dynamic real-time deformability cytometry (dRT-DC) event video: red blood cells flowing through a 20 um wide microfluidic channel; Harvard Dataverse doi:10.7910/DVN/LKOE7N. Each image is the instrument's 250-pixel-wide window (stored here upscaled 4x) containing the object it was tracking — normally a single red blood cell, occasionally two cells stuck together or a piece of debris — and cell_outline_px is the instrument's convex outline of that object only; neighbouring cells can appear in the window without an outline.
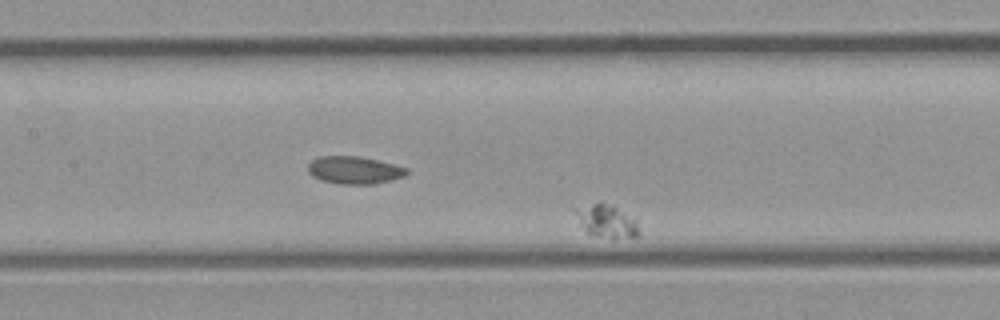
{"species": "common noctule bat (a hibernating species)", "species_latin": "Nyctalus noctula", "temperature_condition": "room temperature", "stored_images_in_passage": 25, "camera_frame_rate_fps": 3000, "um_per_image_px": 0.085, "animal": {"sex": "male", "body_mass_g": 23.1, "forearm_length_mm": 52.7}, "frame": {"image": 1, "passage_image": 7, "time_ms": 2.0, "image_size_px": [1000, 320], "cell_outline_px": [[640, 232], [636, 236], [612, 236], [584, 232], [576, 212], [596, 204], [612, 204], [636, 220]], "centroid_in_image_um": [51.64, 18.8], "position_along_channel_um": 155.8, "area_um2": 10.92}}
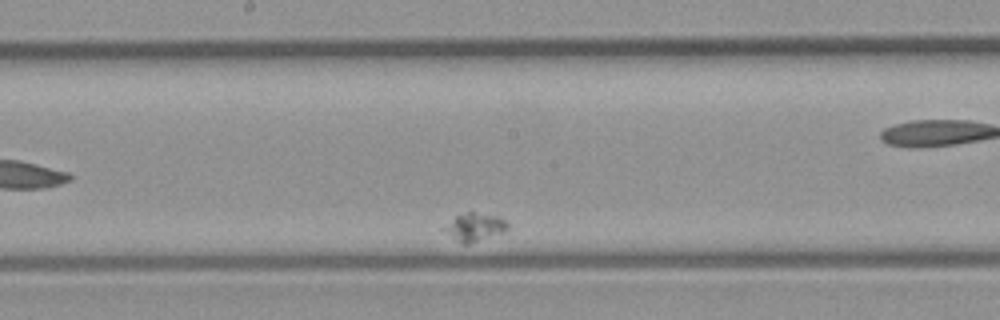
{"frame": {"image": 2, "passage_image": 11, "time_ms": 3.333, "image_size_px": [1000, 320], "cell_outline_px": [[508, 228], [504, 232], [468, 244], [464, 244], [440, 228], [456, 216], [468, 212], [472, 212], [500, 216], [508, 224]], "centroid_in_image_um": [40.36, 19.29], "position_along_channel_um": 207.8, "area_um2": 10.17}}